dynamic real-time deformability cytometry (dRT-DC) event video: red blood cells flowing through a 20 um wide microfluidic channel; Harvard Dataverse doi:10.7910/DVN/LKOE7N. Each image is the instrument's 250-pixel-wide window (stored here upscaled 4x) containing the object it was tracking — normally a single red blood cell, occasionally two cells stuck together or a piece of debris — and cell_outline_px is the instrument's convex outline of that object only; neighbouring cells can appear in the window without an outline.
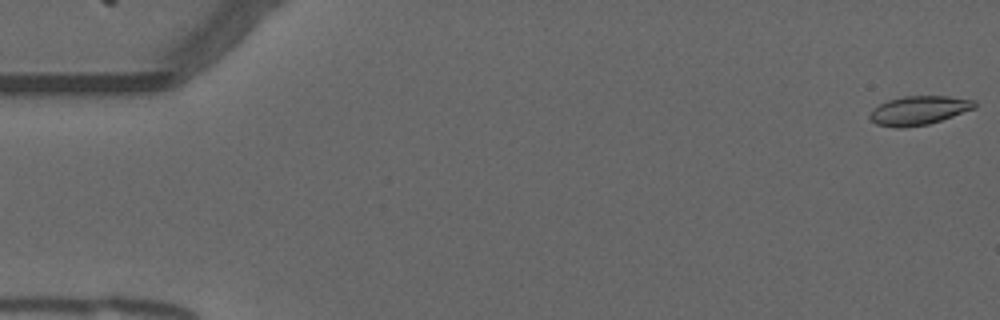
{"species": "common noctule bat (a hibernating species)", "species_latin": "Nyctalus noctula", "temperature_condition": "warm", "stored_images_in_passage": 55, "camera_frame_rate_fps": 3000, "um_per_image_px": 0.085, "animal": {"sex": "male", "forearm_length_mm": 52.5}, "frame": {"image": 1, "passage_image": 1, "time_ms": 0.0, "image_size_px": [1000, 320], "cell_outline_px": [[976, 108], [928, 124], [900, 128], [896, 128], [876, 124], [868, 116], [872, 108], [888, 100], [904, 96], [948, 96], [976, 100]], "centroid_in_image_um": [78.09, 9.38], "position_along_channel_um": 6.9, "area_um2": 17.63}}
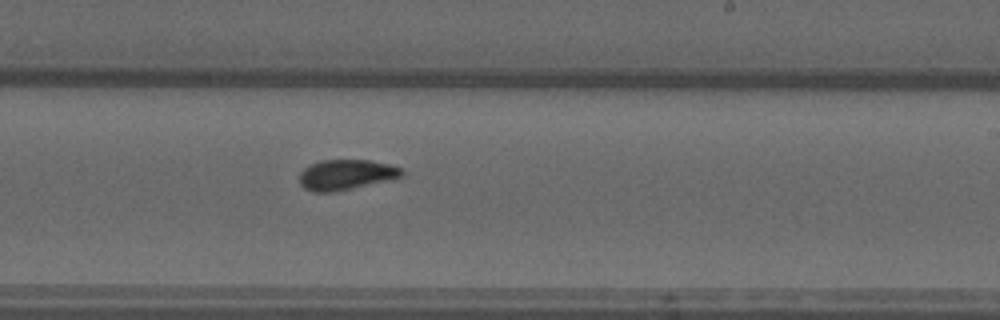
{"frame": {"image": 2, "passage_image": 33, "time_ms": 10.667, "image_size_px": [1000, 320], "cell_outline_px": [[404, 176], [392, 180], [332, 192], [312, 192], [304, 188], [300, 184], [300, 172], [304, 168], [320, 160], [368, 160], [388, 164], [400, 168], [404, 172]], "centroid_in_image_um": [29.43, 14.85], "position_along_channel_um": 259.6, "area_um2": 18.09}}
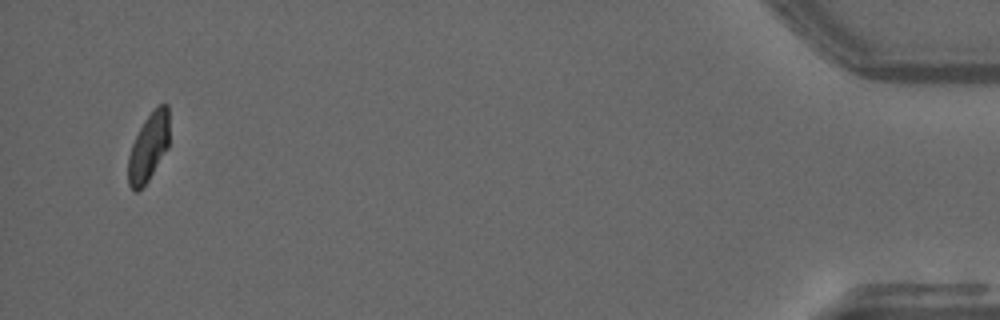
{"frame": {"image": 3, "passage_image": 53, "time_ms": 17.333, "image_size_px": [1000, 320], "cell_outline_px": [[168, 148], [148, 180], [136, 192], [132, 192], [128, 184], [128, 156], [132, 144], [144, 120], [160, 104], [168, 104]], "centroid_in_image_um": [12.61, 12.55], "position_along_channel_um": 422.6, "area_um2": 16.07}}